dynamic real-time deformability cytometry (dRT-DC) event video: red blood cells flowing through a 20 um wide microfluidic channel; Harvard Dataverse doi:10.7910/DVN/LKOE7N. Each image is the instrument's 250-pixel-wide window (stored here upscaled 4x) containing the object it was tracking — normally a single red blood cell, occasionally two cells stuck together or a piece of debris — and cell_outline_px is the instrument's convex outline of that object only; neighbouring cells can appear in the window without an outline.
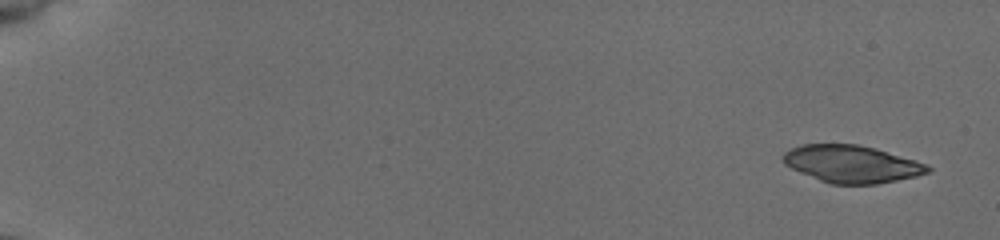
{"species": "common noctule bat (a hibernating species)", "species_latin": "Nyctalus noctula", "temperature_condition": "cold", "stored_images_in_passage": 52, "camera_frame_rate_fps": 3000, "um_per_image_px": 0.085, "animal": {"sex": "female", "body_mass_g": 19.5, "forearm_length_mm": 54.1}, "frame": {"image": 1, "passage_image": 1, "time_ms": 0.0, "image_size_px": [1000, 240], "cell_outline_px": [[932, 168], [928, 172], [916, 176], [876, 184], [832, 184], [820, 180], [800, 172], [784, 164], [780, 156], [784, 152], [792, 148], [804, 144], [856, 144], [876, 148], [924, 164]], "centroid_in_image_um": [72.34, 13.93], "position_along_channel_um": 12.7, "area_um2": 31.1}}